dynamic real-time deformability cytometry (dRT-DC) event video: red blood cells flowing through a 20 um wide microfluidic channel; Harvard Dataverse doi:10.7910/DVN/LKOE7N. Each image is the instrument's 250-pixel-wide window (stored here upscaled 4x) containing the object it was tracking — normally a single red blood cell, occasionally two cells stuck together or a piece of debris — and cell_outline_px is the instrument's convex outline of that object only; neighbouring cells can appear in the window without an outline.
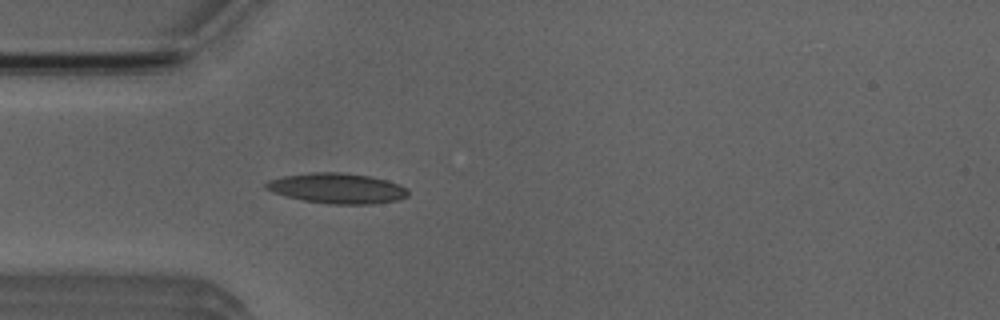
{"species": "Egyptian fruit bat (a non-hibernating species)", "species_latin": "Rousettus aegyptiacus", "temperature_condition": "room temperature", "stored_images_in_passage": 3, "camera_frame_rate_fps": 3000, "um_per_image_px": 0.085, "animal": {"sex": "male"}, "frame": {"image": 1, "passage_image": 3, "time_ms": 3.333, "image_size_px": [1000, 320], "cell_outline_px": [[408, 196], [396, 200], [372, 204], [328, 204], [304, 200], [272, 192], [264, 188], [264, 184], [268, 180], [284, 176], [312, 172], [340, 172], [368, 176], [400, 184], [408, 188]], "centroid_in_image_um": [28.65, 16.0], "position_along_channel_um": 56.4, "area_um2": 24.97}}